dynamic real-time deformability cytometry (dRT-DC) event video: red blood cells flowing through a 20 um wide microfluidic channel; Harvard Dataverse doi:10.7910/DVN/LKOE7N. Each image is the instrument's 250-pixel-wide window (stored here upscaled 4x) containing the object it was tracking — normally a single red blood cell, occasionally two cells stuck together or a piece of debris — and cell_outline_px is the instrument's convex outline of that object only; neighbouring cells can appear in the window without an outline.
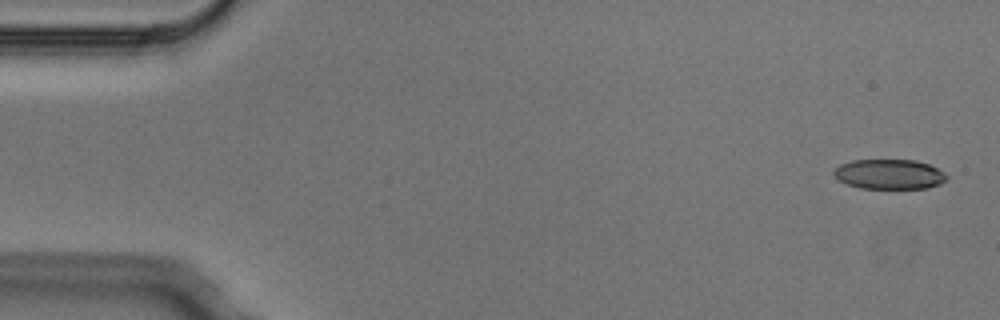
{"species": "Egyptian fruit bat (a non-hibernating species)", "species_latin": "Rousettus aegyptiacus", "temperature_condition": "cold", "stored_images_in_passage": 5, "camera_frame_rate_fps": 3000, "um_per_image_px": 0.085, "animal": {"sex": "male"}, "frame": {"image": 1, "passage_image": 1, "time_ms": 0.0, "image_size_px": [1000, 320], "cell_outline_px": [[948, 176], [940, 184], [928, 188], [860, 188], [848, 184], [840, 180], [832, 172], [840, 164], [852, 160], [916, 160], [928, 164], [944, 172]], "centroid_in_image_um": [75.6, 14.8], "position_along_channel_um": 9.4, "area_um2": 19.48}}